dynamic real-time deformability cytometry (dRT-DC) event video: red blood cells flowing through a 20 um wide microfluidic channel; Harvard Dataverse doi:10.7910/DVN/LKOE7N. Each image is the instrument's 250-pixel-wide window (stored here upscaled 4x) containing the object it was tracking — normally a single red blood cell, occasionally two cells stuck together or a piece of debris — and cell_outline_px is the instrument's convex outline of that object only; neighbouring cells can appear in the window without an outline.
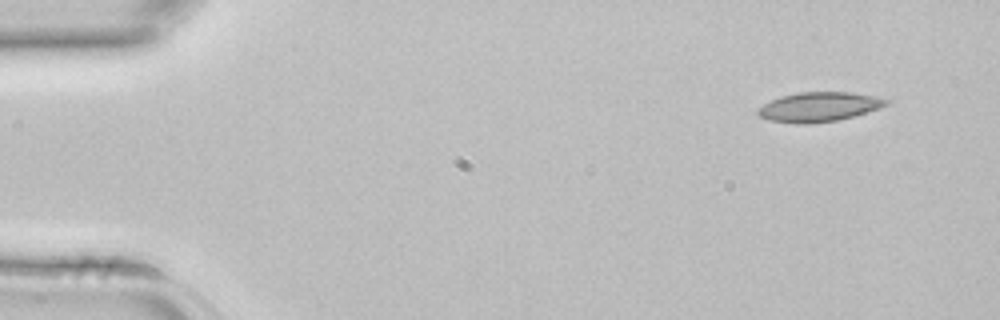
{"species": "common noctule bat (a hibernating species)", "species_latin": "Nyctalus noctula", "temperature_condition": "room temperature", "stored_images_in_passage": 2, "camera_frame_rate_fps": 3000, "um_per_image_px": 0.085, "animal": {"sex": "female", "body_mass_g": 22.7, "forearm_length_mm": 54.2}, "frame": {"image": 1, "passage_image": 1, "time_ms": 0.0, "image_size_px": [1000, 320], "cell_outline_px": [[888, 104], [880, 108], [852, 116], [836, 120], [808, 124], [796, 124], [768, 120], [760, 116], [756, 112], [764, 104], [772, 100], [784, 96], [800, 92], [852, 92], [876, 96], [888, 100]], "centroid_in_image_um": [69.62, 9.09], "position_along_channel_um": 15.4, "area_um2": 21.79}}
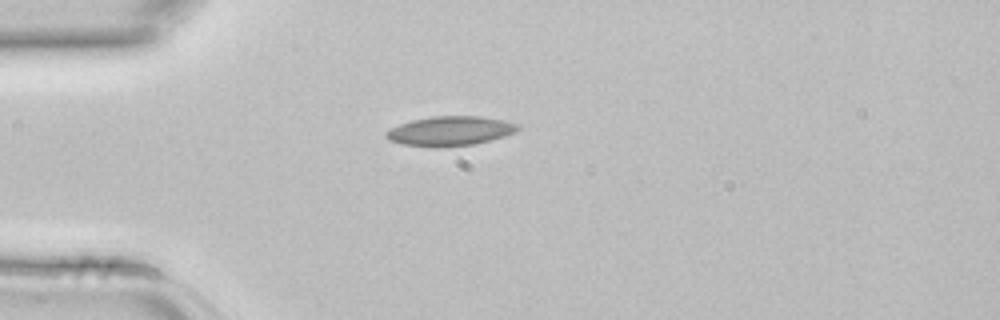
{"frame": {"image": 2, "passage_image": 2, "time_ms": 0.333, "image_size_px": [1000, 320], "cell_outline_px": [[520, 128], [516, 132], [504, 136], [476, 144], [436, 148], [404, 144], [388, 140], [384, 136], [384, 132], [400, 124], [412, 120], [432, 116], [480, 116], [504, 120], [520, 124]], "centroid_in_image_um": [38.27, 11.14], "position_along_channel_um": 46.7, "area_um2": 22.83}}